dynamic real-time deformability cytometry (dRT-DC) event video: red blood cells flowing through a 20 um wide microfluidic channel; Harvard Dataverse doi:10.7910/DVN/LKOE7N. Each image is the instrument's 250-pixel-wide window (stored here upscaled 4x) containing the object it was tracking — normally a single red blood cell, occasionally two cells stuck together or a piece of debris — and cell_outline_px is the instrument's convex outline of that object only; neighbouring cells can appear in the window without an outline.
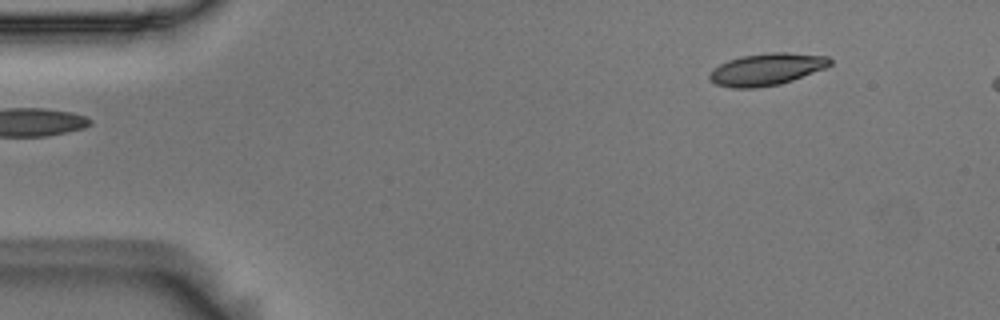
{"species": "Egyptian fruit bat (a non-hibernating species)", "species_latin": "Rousettus aegyptiacus", "temperature_condition": "room temperature", "stored_images_in_passage": 5, "segment_of_instrument_passage": [2, 2], "camera_frame_rate_fps": 3000, "um_per_image_px": 0.085, "animal": {"sex": "male"}, "frame": {"image": 1, "passage_image": 5, "time_ms": 1.333, "image_size_px": [1000, 320], "cell_outline_px": [[832, 64], [828, 68], [780, 84], [756, 88], [732, 88], [716, 84], [708, 76], [712, 68], [728, 60], [740, 56], [772, 52], [784, 52], [828, 56], [832, 60]], "centroid_in_image_um": [65.19, 5.89], "position_along_channel_um": 19.8, "area_um2": 22.66}}